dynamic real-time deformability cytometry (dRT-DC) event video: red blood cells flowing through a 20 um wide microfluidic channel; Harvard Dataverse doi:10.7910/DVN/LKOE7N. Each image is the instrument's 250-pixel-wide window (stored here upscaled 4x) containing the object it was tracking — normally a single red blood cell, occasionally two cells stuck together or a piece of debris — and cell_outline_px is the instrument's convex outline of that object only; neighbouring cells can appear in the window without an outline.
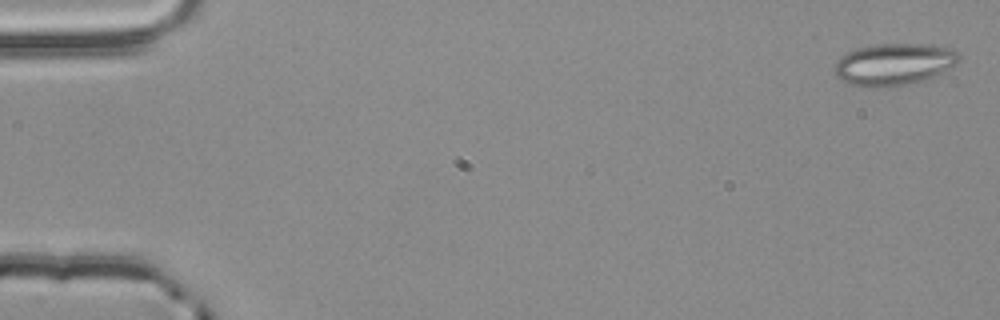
{"species": "common noctule bat (a hibernating species)", "species_latin": "Nyctalus noctula", "temperature_condition": "room temperature", "stored_images_in_passage": 4, "camera_frame_rate_fps": 3000, "um_per_image_px": 0.085, "animal": {"sex": "male", "body_mass_g": 20.4}, "frame": {"image": 1, "passage_image": 1, "time_ms": 0.0, "image_size_px": [1000, 320], "cell_outline_px": [[960, 60], [956, 64], [924, 80], [908, 84], [876, 88], [864, 88], [848, 84], [840, 80], [836, 76], [832, 68], [836, 60], [840, 56], [848, 52], [860, 48], [876, 44], [928, 44], [956, 48], [960, 56]], "centroid_in_image_um": [75.95, 5.47], "position_along_channel_um": 9.1, "area_um2": 30.81}}